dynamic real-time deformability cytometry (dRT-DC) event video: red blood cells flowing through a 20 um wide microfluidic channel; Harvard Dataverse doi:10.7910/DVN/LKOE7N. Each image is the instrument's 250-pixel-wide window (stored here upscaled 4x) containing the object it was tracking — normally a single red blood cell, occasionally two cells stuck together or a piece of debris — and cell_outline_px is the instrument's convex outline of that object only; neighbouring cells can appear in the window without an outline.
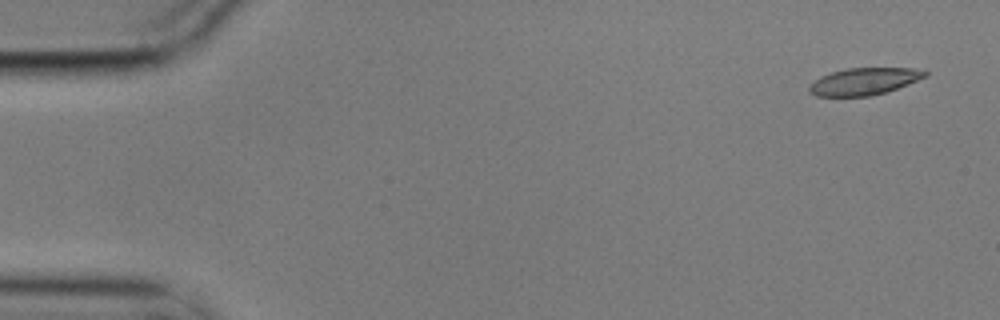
{"species": "common noctule bat (a hibernating species)", "species_latin": "Nyctalus noctula", "temperature_condition": "cold", "stored_images_in_passage": 2, "camera_frame_rate_fps": 3000, "um_per_image_px": 0.085, "animal": {"sex": "male", "body_mass_g": 17.9}, "frame": {"image": 1, "passage_image": 2, "time_ms": 0.333, "image_size_px": [1000, 320], "cell_outline_px": [[928, 76], [908, 84], [872, 96], [816, 96], [808, 92], [808, 88], [820, 76], [832, 72], [848, 68], [912, 68], [928, 72]], "centroid_in_image_um": [73.44, 6.92], "position_along_channel_um": 11.6, "area_um2": 18.09}}